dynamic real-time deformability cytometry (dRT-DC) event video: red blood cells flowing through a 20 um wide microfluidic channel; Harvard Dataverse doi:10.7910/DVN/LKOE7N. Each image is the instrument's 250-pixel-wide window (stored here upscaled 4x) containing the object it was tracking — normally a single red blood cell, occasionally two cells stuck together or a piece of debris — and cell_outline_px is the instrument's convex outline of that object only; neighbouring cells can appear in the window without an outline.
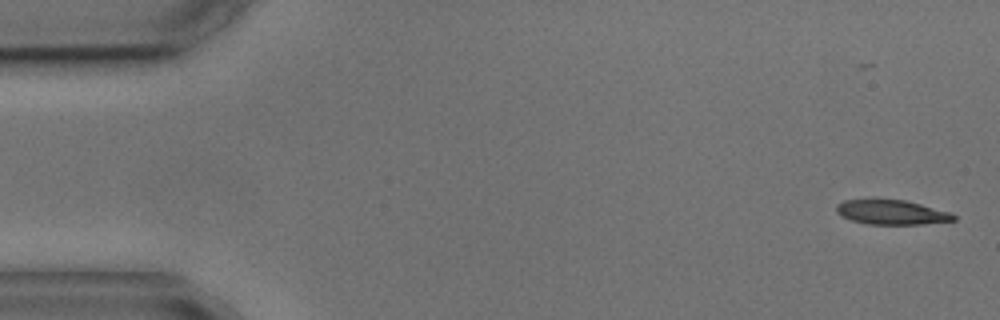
{"species": "common noctule bat (a hibernating species)", "species_latin": "Nyctalus noctula", "temperature_condition": "cold", "stored_images_in_passage": 3, "camera_frame_rate_fps": 3000, "um_per_image_px": 0.085, "animal": {"sex": "male", "body_mass_g": 17.9, "forearm_length_mm": 54.2}, "frame": {"image": 1, "passage_image": 1, "time_ms": 0.0, "image_size_px": [1000, 320], "cell_outline_px": [[956, 220], [924, 224], [868, 224], [852, 220], [840, 216], [836, 212], [836, 204], [844, 200], [904, 200], [952, 212], [956, 216]], "centroid_in_image_um": [75.8, 18.05], "position_along_channel_um": 9.2, "area_um2": 16.7}}